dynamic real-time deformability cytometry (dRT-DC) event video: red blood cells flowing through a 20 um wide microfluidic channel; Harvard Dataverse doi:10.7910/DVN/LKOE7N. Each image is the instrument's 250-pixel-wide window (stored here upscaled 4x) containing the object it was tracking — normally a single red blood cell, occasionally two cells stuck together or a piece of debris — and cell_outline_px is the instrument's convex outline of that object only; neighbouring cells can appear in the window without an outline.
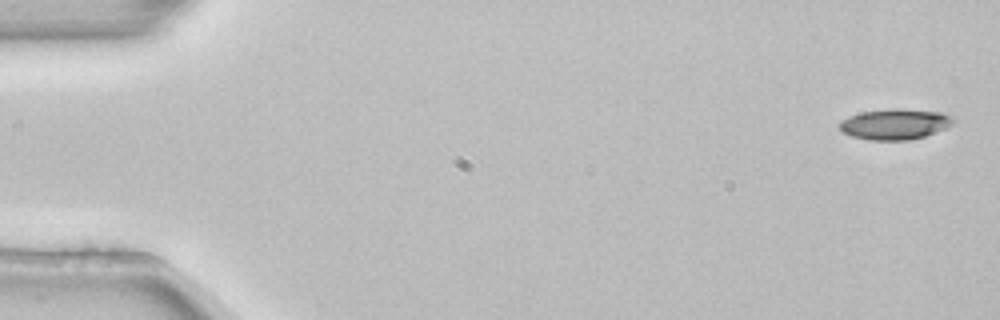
{"species": "common noctule bat (a hibernating species)", "species_latin": "Nyctalus noctula", "temperature_condition": "room temperature", "stored_images_in_passage": 4, "camera_frame_rate_fps": 3000, "um_per_image_px": 0.085, "animal": {"sex": "female", "body_mass_g": 22.7, "forearm_length_mm": 54.2}, "frame": {"image": 1, "passage_image": 1, "time_ms": 0.0, "image_size_px": [1000, 320], "cell_outline_px": [[956, 120], [952, 124], [944, 128], [924, 136], [908, 140], [868, 140], [852, 136], [844, 132], [836, 124], [840, 120], [848, 116], [860, 112], [896, 108], [940, 112]], "centroid_in_image_um": [76.0, 10.55], "position_along_channel_um": 9.0, "area_um2": 20.17}}
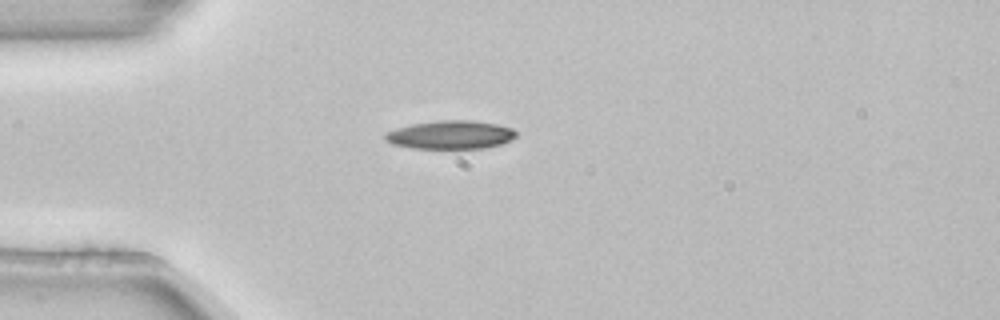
{"frame": {"image": 2, "passage_image": 4, "time_ms": 1.0, "image_size_px": [1000, 320], "cell_outline_px": [[516, 136], [500, 144], [484, 148], [412, 148], [392, 144], [384, 140], [384, 132], [396, 128], [412, 124], [440, 120], [472, 120], [496, 124], [512, 128], [516, 132]], "centroid_in_image_um": [38.24, 11.45], "position_along_channel_um": 46.8, "area_um2": 21.62}}